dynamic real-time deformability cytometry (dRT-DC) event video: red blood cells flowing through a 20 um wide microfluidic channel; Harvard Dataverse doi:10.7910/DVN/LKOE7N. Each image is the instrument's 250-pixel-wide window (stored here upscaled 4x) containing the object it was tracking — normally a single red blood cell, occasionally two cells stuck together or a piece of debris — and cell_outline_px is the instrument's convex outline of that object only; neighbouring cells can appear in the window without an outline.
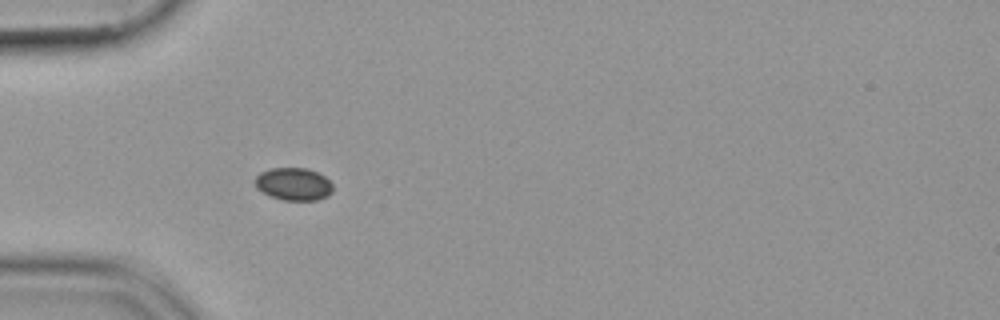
{"species": "common noctule bat (a hibernating species)", "species_latin": "Nyctalus noctula", "temperature_condition": "cold", "stored_images_in_passage": 39, "camera_frame_rate_fps": 3000, "um_per_image_px": 0.085, "animal": {"sex": "female", "body_mass_g": 19.9}, "frame": {"image": 1, "passage_image": 1, "time_ms": 0.0, "image_size_px": [1000, 320], "cell_outline_px": [[332, 192], [328, 196], [316, 200], [284, 200], [268, 196], [256, 188], [256, 176], [260, 172], [272, 168], [304, 168], [316, 172], [324, 176], [332, 184]], "centroid_in_image_um": [24.94, 15.65], "position_along_channel_um": 60.1, "area_um2": 14.74}}
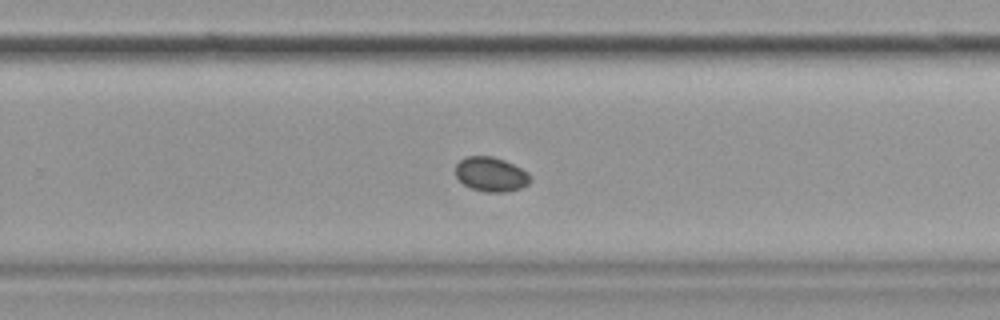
{"frame": {"image": 2, "passage_image": 20, "time_ms": 6.333, "image_size_px": [1000, 320], "cell_outline_px": [[532, 180], [528, 184], [520, 188], [504, 192], [484, 192], [472, 188], [464, 184], [456, 176], [456, 164], [460, 160], [468, 156], [492, 156], [504, 160], [528, 172], [532, 176]], "centroid_in_image_um": [41.75, 14.82], "position_along_channel_um": 288.0, "area_um2": 14.97}}
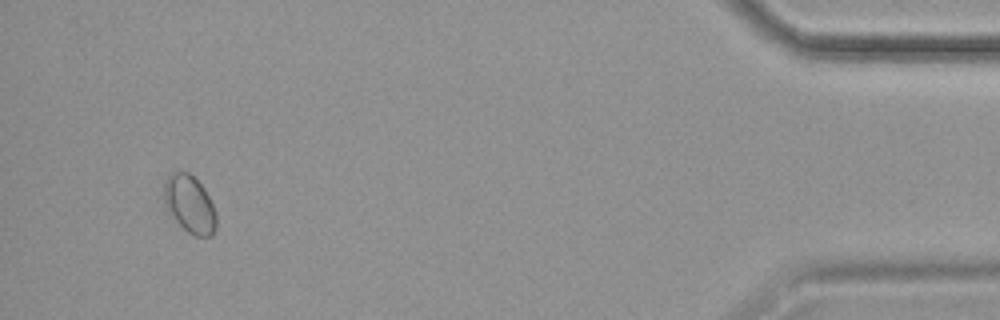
{"frame": {"image": 3, "passage_image": 36, "time_ms": 11.667, "image_size_px": [1000, 320], "cell_outline_px": [[216, 228], [212, 236], [196, 236], [188, 232], [176, 220], [168, 208], [164, 200], [164, 180], [172, 172], [188, 172], [204, 188], [216, 212]], "centroid_in_image_um": [16.14, 17.35], "position_along_channel_um": 419.1, "area_um2": 17.17}}